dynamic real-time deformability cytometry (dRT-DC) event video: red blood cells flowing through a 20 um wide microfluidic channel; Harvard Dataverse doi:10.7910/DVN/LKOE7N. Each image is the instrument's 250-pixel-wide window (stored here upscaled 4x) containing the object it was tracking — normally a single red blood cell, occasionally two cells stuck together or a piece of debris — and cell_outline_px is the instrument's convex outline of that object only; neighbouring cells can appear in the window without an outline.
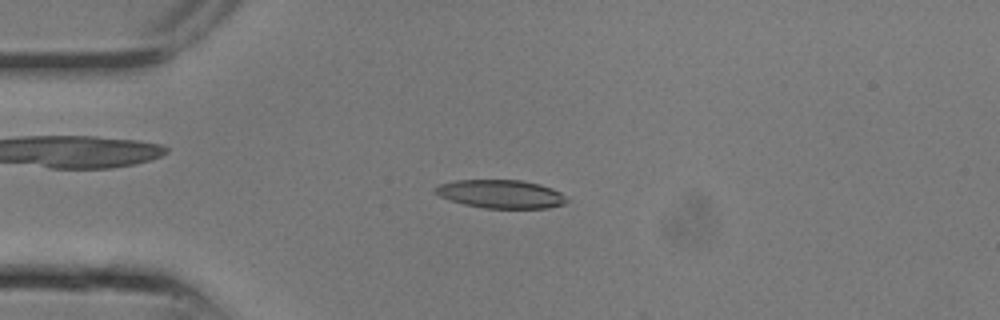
{"species": "common noctule bat (a hibernating species)", "species_latin": "Nyctalus noctula", "temperature_condition": "room temperature", "stored_images_in_passage": 9, "camera_frame_rate_fps": 3000, "um_per_image_px": 0.085, "animal": {"sex": "male", "body_mass_g": 13.3}, "frame": {"image": 1, "passage_image": 2, "time_ms": 0.333, "image_size_px": [1000, 320], "cell_outline_px": [[572, 200], [564, 204], [548, 208], [484, 208], [464, 204], [440, 196], [432, 192], [432, 188], [440, 184], [456, 180], [520, 180], [540, 184], [552, 188], [560, 192]], "centroid_in_image_um": [42.6, 16.49], "position_along_channel_um": 42.4, "area_um2": 21.91}}
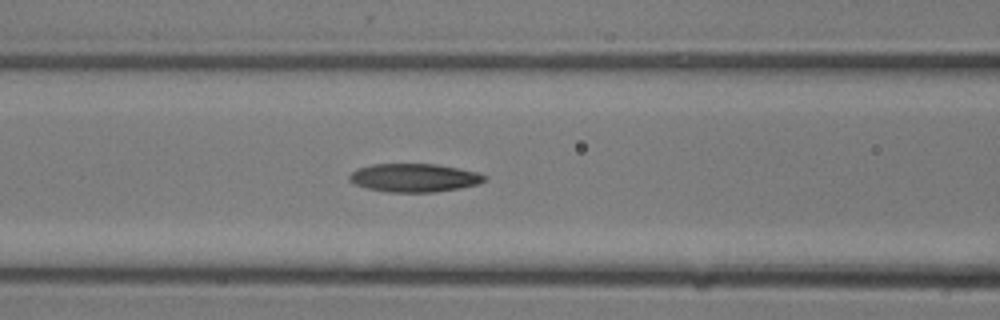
{"frame": {"image": 2, "passage_image": 6, "time_ms": 1.667, "image_size_px": [1000, 320], "cell_outline_px": [[488, 180], [480, 184], [460, 188], [432, 192], [388, 192], [368, 188], [356, 184], [348, 180], [348, 176], [356, 168], [372, 164], [436, 164], [460, 168], [476, 172], [488, 176]], "centroid_in_image_um": [35.24, 15.1], "position_along_channel_um": 131.4, "area_um2": 22.48}}
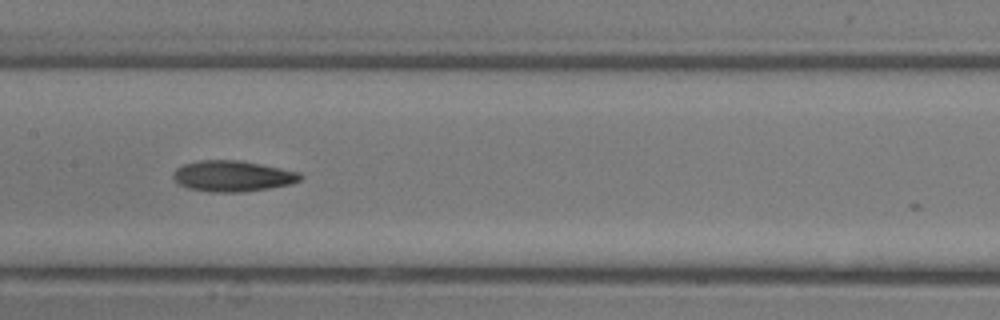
{"frame": {"image": 3, "passage_image": 8, "time_ms": 2.333, "image_size_px": [1000, 320], "cell_outline_px": [[304, 176], [300, 180], [292, 184], [244, 192], [208, 192], [188, 188], [180, 184], [172, 176], [176, 168], [184, 164], [196, 160], [240, 160], [300, 172]], "centroid_in_image_um": [19.78, 14.96], "position_along_channel_um": 187.6, "area_um2": 22.95}}